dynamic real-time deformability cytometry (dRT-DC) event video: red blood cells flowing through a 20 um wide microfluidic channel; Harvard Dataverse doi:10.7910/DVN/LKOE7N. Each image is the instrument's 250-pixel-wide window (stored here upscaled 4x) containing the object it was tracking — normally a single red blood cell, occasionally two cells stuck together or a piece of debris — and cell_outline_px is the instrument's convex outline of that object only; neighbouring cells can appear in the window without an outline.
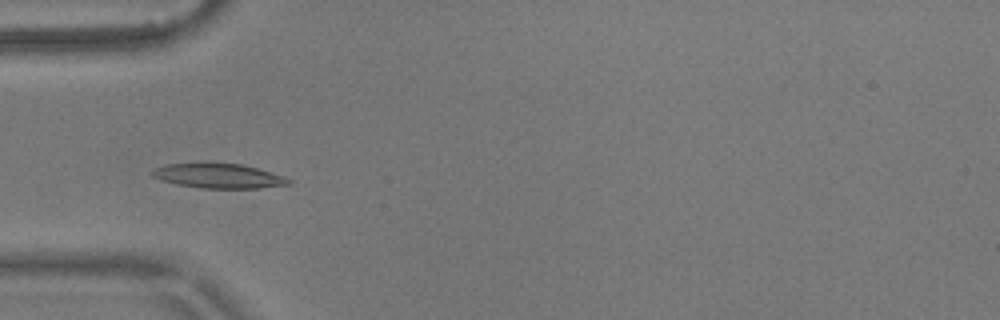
{"species": "common noctule bat (a hibernating species)", "species_latin": "Nyctalus noctula", "temperature_condition": "warm", "stored_images_in_passage": 6, "camera_frame_rate_fps": 3000, "um_per_image_px": 0.085, "animal": {"sex": "male", "body_mass_g": 17.9}, "frame": {"image": 1, "passage_image": 5, "time_ms": 1.333, "image_size_px": [1000, 320], "cell_outline_px": [[292, 184], [260, 188], [200, 188], [176, 184], [160, 180], [152, 176], [148, 172], [152, 168], [164, 164], [240, 164], [256, 168], [284, 176], [292, 180]], "centroid_in_image_um": [18.54, 14.97], "position_along_channel_um": 66.5, "area_um2": 19.48}}